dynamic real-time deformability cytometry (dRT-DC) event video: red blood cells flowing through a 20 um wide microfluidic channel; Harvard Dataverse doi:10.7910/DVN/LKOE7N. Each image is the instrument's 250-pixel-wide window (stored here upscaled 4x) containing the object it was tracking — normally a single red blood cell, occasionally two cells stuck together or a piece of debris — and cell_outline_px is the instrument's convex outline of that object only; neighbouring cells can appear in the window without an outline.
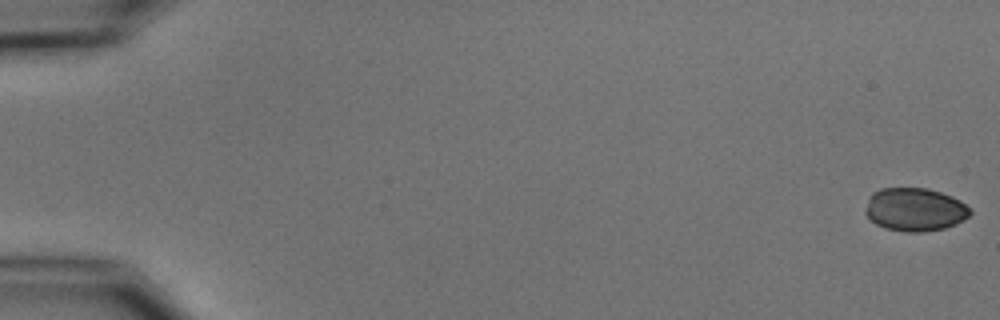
{"species": "common noctule bat (a hibernating species)", "species_latin": "Nyctalus noctula", "temperature_condition": "cold", "stored_images_in_passage": 55, "camera_frame_rate_fps": 3000, "um_per_image_px": 0.085, "animal": {"sex": "male", "body_mass_g": 15.6}, "frame": {"image": 1, "passage_image": 1, "time_ms": 0.0, "image_size_px": [1000, 320], "cell_outline_px": [[972, 212], [964, 220], [956, 224], [944, 228], [924, 232], [904, 232], [884, 228], [876, 224], [864, 212], [868, 196], [872, 192], [880, 188], [928, 188], [952, 196], [960, 200]], "centroid_in_image_um": [77.74, 17.81], "position_along_channel_um": 7.3, "area_um2": 26.59}}
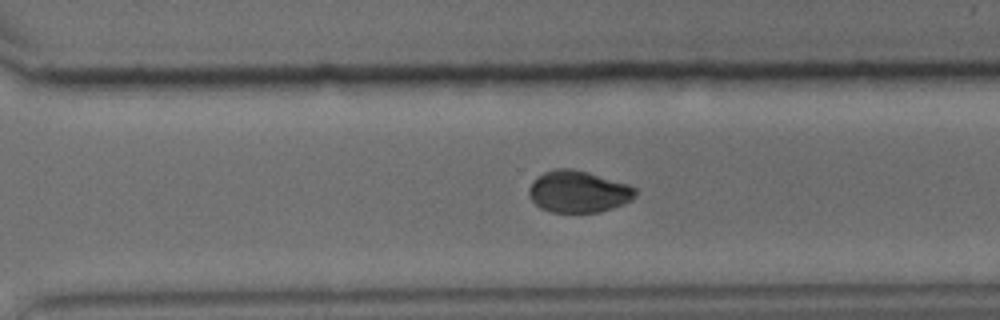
{"frame": {"image": 2, "passage_image": 39, "time_ms": 12.667, "image_size_px": [1000, 320], "cell_outline_px": [[636, 196], [632, 200], [624, 204], [600, 212], [552, 212], [540, 208], [528, 196], [528, 188], [544, 172], [556, 168], [572, 168], [588, 172], [628, 184], [636, 188]], "centroid_in_image_um": [49.18, 16.29], "position_along_channel_um": 321.4, "area_um2": 25.89}}
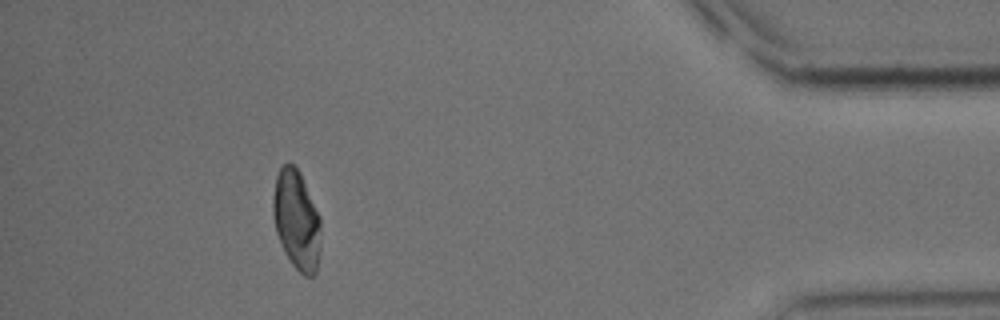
{"frame": {"image": 3, "passage_image": 50, "time_ms": 16.333, "image_size_px": [1000, 320], "cell_outline_px": [[320, 248], [316, 272], [312, 276], [304, 276], [292, 264], [276, 232], [272, 212], [272, 200], [276, 176], [280, 168], [284, 164], [292, 164], [300, 172], [320, 216]], "centroid_in_image_um": [25.21, 18.69], "position_along_channel_um": 410.0, "area_um2": 27.46}, "authors_computed_cell_mechanics": {"area_um2": 27.2816, "velocity_mm_per_s": 3.728, "shape_relaxation_time_tau1_ms": 5.6808, "shape_relaxation_time_tau2_ms": null, "deformation_change_tau1": 0.1867, "deformation_change_tau2": null}}